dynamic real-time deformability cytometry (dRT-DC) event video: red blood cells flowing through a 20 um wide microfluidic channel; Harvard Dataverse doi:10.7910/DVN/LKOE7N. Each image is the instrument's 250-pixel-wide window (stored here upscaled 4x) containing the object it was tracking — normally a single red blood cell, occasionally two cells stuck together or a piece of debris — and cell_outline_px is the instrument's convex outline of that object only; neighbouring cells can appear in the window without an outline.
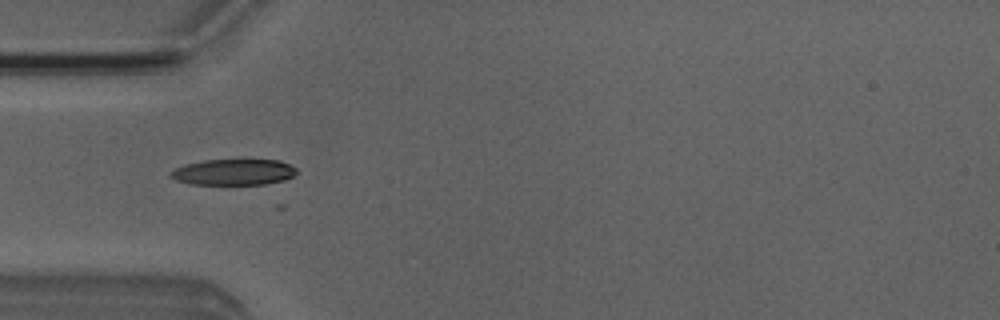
{"species": "Egyptian fruit bat (a non-hibernating species)", "species_latin": "Rousettus aegyptiacus", "temperature_condition": "room temperature", "stored_images_in_passage": 3, "camera_frame_rate_fps": 3000, "um_per_image_px": 0.085, "animal": {"sex": "male"}, "frame": {"image": 1, "passage_image": 2, "time_ms": 1.0, "image_size_px": [1000, 320], "cell_outline_px": [[296, 172], [292, 176], [284, 180], [264, 184], [188, 184], [176, 180], [168, 176], [168, 172], [184, 164], [204, 160], [240, 156], [280, 160], [296, 168]], "centroid_in_image_um": [19.84, 14.56], "position_along_channel_um": 65.2, "area_um2": 20.17}}